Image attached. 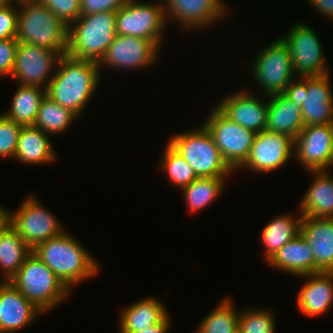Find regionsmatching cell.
Instances as JSON below:
<instances>
[{
	"mask_svg": "<svg viewBox=\"0 0 333 333\" xmlns=\"http://www.w3.org/2000/svg\"><path fill=\"white\" fill-rule=\"evenodd\" d=\"M227 177H199L182 188L189 212H199L222 195Z\"/></svg>",
	"mask_w": 333,
	"mask_h": 333,
	"instance_id": "30",
	"label": "cell"
},
{
	"mask_svg": "<svg viewBox=\"0 0 333 333\" xmlns=\"http://www.w3.org/2000/svg\"><path fill=\"white\" fill-rule=\"evenodd\" d=\"M314 179L299 203L302 217L333 218V176L328 170L308 171Z\"/></svg>",
	"mask_w": 333,
	"mask_h": 333,
	"instance_id": "23",
	"label": "cell"
},
{
	"mask_svg": "<svg viewBox=\"0 0 333 333\" xmlns=\"http://www.w3.org/2000/svg\"><path fill=\"white\" fill-rule=\"evenodd\" d=\"M57 67L46 95L80 118L100 83L98 63L66 54L60 57Z\"/></svg>",
	"mask_w": 333,
	"mask_h": 333,
	"instance_id": "1",
	"label": "cell"
},
{
	"mask_svg": "<svg viewBox=\"0 0 333 333\" xmlns=\"http://www.w3.org/2000/svg\"><path fill=\"white\" fill-rule=\"evenodd\" d=\"M251 74L265 96L281 94L296 78L287 45L279 37L258 52Z\"/></svg>",
	"mask_w": 333,
	"mask_h": 333,
	"instance_id": "9",
	"label": "cell"
},
{
	"mask_svg": "<svg viewBox=\"0 0 333 333\" xmlns=\"http://www.w3.org/2000/svg\"><path fill=\"white\" fill-rule=\"evenodd\" d=\"M294 158L307 171L333 167V124L304 126L294 139Z\"/></svg>",
	"mask_w": 333,
	"mask_h": 333,
	"instance_id": "14",
	"label": "cell"
},
{
	"mask_svg": "<svg viewBox=\"0 0 333 333\" xmlns=\"http://www.w3.org/2000/svg\"><path fill=\"white\" fill-rule=\"evenodd\" d=\"M9 282L42 313L54 309L71 293L54 272L33 253L24 260Z\"/></svg>",
	"mask_w": 333,
	"mask_h": 333,
	"instance_id": "5",
	"label": "cell"
},
{
	"mask_svg": "<svg viewBox=\"0 0 333 333\" xmlns=\"http://www.w3.org/2000/svg\"><path fill=\"white\" fill-rule=\"evenodd\" d=\"M41 129L35 126H22L17 142V150L13 160L22 164H49L57 159L53 144Z\"/></svg>",
	"mask_w": 333,
	"mask_h": 333,
	"instance_id": "24",
	"label": "cell"
},
{
	"mask_svg": "<svg viewBox=\"0 0 333 333\" xmlns=\"http://www.w3.org/2000/svg\"><path fill=\"white\" fill-rule=\"evenodd\" d=\"M68 27L81 16V0H36Z\"/></svg>",
	"mask_w": 333,
	"mask_h": 333,
	"instance_id": "36",
	"label": "cell"
},
{
	"mask_svg": "<svg viewBox=\"0 0 333 333\" xmlns=\"http://www.w3.org/2000/svg\"><path fill=\"white\" fill-rule=\"evenodd\" d=\"M168 315L157 298L145 297L128 305L119 316V333H133L160 323Z\"/></svg>",
	"mask_w": 333,
	"mask_h": 333,
	"instance_id": "26",
	"label": "cell"
},
{
	"mask_svg": "<svg viewBox=\"0 0 333 333\" xmlns=\"http://www.w3.org/2000/svg\"><path fill=\"white\" fill-rule=\"evenodd\" d=\"M9 224V210L0 205V231Z\"/></svg>",
	"mask_w": 333,
	"mask_h": 333,
	"instance_id": "42",
	"label": "cell"
},
{
	"mask_svg": "<svg viewBox=\"0 0 333 333\" xmlns=\"http://www.w3.org/2000/svg\"><path fill=\"white\" fill-rule=\"evenodd\" d=\"M314 9L333 20V0H307Z\"/></svg>",
	"mask_w": 333,
	"mask_h": 333,
	"instance_id": "40",
	"label": "cell"
},
{
	"mask_svg": "<svg viewBox=\"0 0 333 333\" xmlns=\"http://www.w3.org/2000/svg\"><path fill=\"white\" fill-rule=\"evenodd\" d=\"M79 117L45 95L42 99L34 126L46 134H60Z\"/></svg>",
	"mask_w": 333,
	"mask_h": 333,
	"instance_id": "31",
	"label": "cell"
},
{
	"mask_svg": "<svg viewBox=\"0 0 333 333\" xmlns=\"http://www.w3.org/2000/svg\"><path fill=\"white\" fill-rule=\"evenodd\" d=\"M268 111L266 130L282 133L295 139L304 128L301 109L297 108L283 93L267 96Z\"/></svg>",
	"mask_w": 333,
	"mask_h": 333,
	"instance_id": "25",
	"label": "cell"
},
{
	"mask_svg": "<svg viewBox=\"0 0 333 333\" xmlns=\"http://www.w3.org/2000/svg\"><path fill=\"white\" fill-rule=\"evenodd\" d=\"M162 5L168 23L176 20L188 30L213 26L229 12L223 0H163Z\"/></svg>",
	"mask_w": 333,
	"mask_h": 333,
	"instance_id": "17",
	"label": "cell"
},
{
	"mask_svg": "<svg viewBox=\"0 0 333 333\" xmlns=\"http://www.w3.org/2000/svg\"><path fill=\"white\" fill-rule=\"evenodd\" d=\"M275 317L271 310L245 309L239 316V333H275Z\"/></svg>",
	"mask_w": 333,
	"mask_h": 333,
	"instance_id": "34",
	"label": "cell"
},
{
	"mask_svg": "<svg viewBox=\"0 0 333 333\" xmlns=\"http://www.w3.org/2000/svg\"><path fill=\"white\" fill-rule=\"evenodd\" d=\"M60 57L61 55L56 51L30 43L18 42L15 63L10 77L16 79L18 84L47 89Z\"/></svg>",
	"mask_w": 333,
	"mask_h": 333,
	"instance_id": "13",
	"label": "cell"
},
{
	"mask_svg": "<svg viewBox=\"0 0 333 333\" xmlns=\"http://www.w3.org/2000/svg\"><path fill=\"white\" fill-rule=\"evenodd\" d=\"M230 297H225L200 322L195 333H239L240 312L234 309Z\"/></svg>",
	"mask_w": 333,
	"mask_h": 333,
	"instance_id": "32",
	"label": "cell"
},
{
	"mask_svg": "<svg viewBox=\"0 0 333 333\" xmlns=\"http://www.w3.org/2000/svg\"><path fill=\"white\" fill-rule=\"evenodd\" d=\"M17 49V39L0 40V77L11 76Z\"/></svg>",
	"mask_w": 333,
	"mask_h": 333,
	"instance_id": "38",
	"label": "cell"
},
{
	"mask_svg": "<svg viewBox=\"0 0 333 333\" xmlns=\"http://www.w3.org/2000/svg\"><path fill=\"white\" fill-rule=\"evenodd\" d=\"M127 0H81V15L117 12Z\"/></svg>",
	"mask_w": 333,
	"mask_h": 333,
	"instance_id": "39",
	"label": "cell"
},
{
	"mask_svg": "<svg viewBox=\"0 0 333 333\" xmlns=\"http://www.w3.org/2000/svg\"><path fill=\"white\" fill-rule=\"evenodd\" d=\"M280 38L287 45L294 73L298 77L322 76L330 71L323 56V46L314 29L307 23H292Z\"/></svg>",
	"mask_w": 333,
	"mask_h": 333,
	"instance_id": "12",
	"label": "cell"
},
{
	"mask_svg": "<svg viewBox=\"0 0 333 333\" xmlns=\"http://www.w3.org/2000/svg\"><path fill=\"white\" fill-rule=\"evenodd\" d=\"M257 97L246 89L238 90L220 100L216 107L230 120L257 134L266 130L268 111V100Z\"/></svg>",
	"mask_w": 333,
	"mask_h": 333,
	"instance_id": "18",
	"label": "cell"
},
{
	"mask_svg": "<svg viewBox=\"0 0 333 333\" xmlns=\"http://www.w3.org/2000/svg\"><path fill=\"white\" fill-rule=\"evenodd\" d=\"M330 73L297 77L283 94L301 109L304 126L333 124V91Z\"/></svg>",
	"mask_w": 333,
	"mask_h": 333,
	"instance_id": "7",
	"label": "cell"
},
{
	"mask_svg": "<svg viewBox=\"0 0 333 333\" xmlns=\"http://www.w3.org/2000/svg\"><path fill=\"white\" fill-rule=\"evenodd\" d=\"M162 155L161 169L173 186L181 190L198 178L190 164L169 143Z\"/></svg>",
	"mask_w": 333,
	"mask_h": 333,
	"instance_id": "33",
	"label": "cell"
},
{
	"mask_svg": "<svg viewBox=\"0 0 333 333\" xmlns=\"http://www.w3.org/2000/svg\"><path fill=\"white\" fill-rule=\"evenodd\" d=\"M305 282L297 293L298 310L308 317H317L333 305V272L302 275ZM309 278V279H307Z\"/></svg>",
	"mask_w": 333,
	"mask_h": 333,
	"instance_id": "21",
	"label": "cell"
},
{
	"mask_svg": "<svg viewBox=\"0 0 333 333\" xmlns=\"http://www.w3.org/2000/svg\"><path fill=\"white\" fill-rule=\"evenodd\" d=\"M69 26L67 55L99 63L116 34V12L81 15Z\"/></svg>",
	"mask_w": 333,
	"mask_h": 333,
	"instance_id": "4",
	"label": "cell"
},
{
	"mask_svg": "<svg viewBox=\"0 0 333 333\" xmlns=\"http://www.w3.org/2000/svg\"><path fill=\"white\" fill-rule=\"evenodd\" d=\"M210 112L203 125L224 160L237 171L248 159L256 133L230 120L215 106Z\"/></svg>",
	"mask_w": 333,
	"mask_h": 333,
	"instance_id": "10",
	"label": "cell"
},
{
	"mask_svg": "<svg viewBox=\"0 0 333 333\" xmlns=\"http://www.w3.org/2000/svg\"><path fill=\"white\" fill-rule=\"evenodd\" d=\"M69 231L50 238L32 249V253L48 266L71 291L84 279L95 277L100 266Z\"/></svg>",
	"mask_w": 333,
	"mask_h": 333,
	"instance_id": "2",
	"label": "cell"
},
{
	"mask_svg": "<svg viewBox=\"0 0 333 333\" xmlns=\"http://www.w3.org/2000/svg\"><path fill=\"white\" fill-rule=\"evenodd\" d=\"M294 159V139L282 133L264 130L257 133L248 159L239 168L252 172L269 173L278 170Z\"/></svg>",
	"mask_w": 333,
	"mask_h": 333,
	"instance_id": "15",
	"label": "cell"
},
{
	"mask_svg": "<svg viewBox=\"0 0 333 333\" xmlns=\"http://www.w3.org/2000/svg\"><path fill=\"white\" fill-rule=\"evenodd\" d=\"M15 0H7L0 5V40L16 39L18 26V8Z\"/></svg>",
	"mask_w": 333,
	"mask_h": 333,
	"instance_id": "37",
	"label": "cell"
},
{
	"mask_svg": "<svg viewBox=\"0 0 333 333\" xmlns=\"http://www.w3.org/2000/svg\"><path fill=\"white\" fill-rule=\"evenodd\" d=\"M32 253V249L7 224L0 231V269L3 271V282H9L18 272L24 260Z\"/></svg>",
	"mask_w": 333,
	"mask_h": 333,
	"instance_id": "28",
	"label": "cell"
},
{
	"mask_svg": "<svg viewBox=\"0 0 333 333\" xmlns=\"http://www.w3.org/2000/svg\"><path fill=\"white\" fill-rule=\"evenodd\" d=\"M161 2L127 0L116 12V34L150 40L161 49L167 26Z\"/></svg>",
	"mask_w": 333,
	"mask_h": 333,
	"instance_id": "8",
	"label": "cell"
},
{
	"mask_svg": "<svg viewBox=\"0 0 333 333\" xmlns=\"http://www.w3.org/2000/svg\"><path fill=\"white\" fill-rule=\"evenodd\" d=\"M22 126L0 114V158L14 159Z\"/></svg>",
	"mask_w": 333,
	"mask_h": 333,
	"instance_id": "35",
	"label": "cell"
},
{
	"mask_svg": "<svg viewBox=\"0 0 333 333\" xmlns=\"http://www.w3.org/2000/svg\"><path fill=\"white\" fill-rule=\"evenodd\" d=\"M40 314L14 285L0 281V333H17Z\"/></svg>",
	"mask_w": 333,
	"mask_h": 333,
	"instance_id": "19",
	"label": "cell"
},
{
	"mask_svg": "<svg viewBox=\"0 0 333 333\" xmlns=\"http://www.w3.org/2000/svg\"><path fill=\"white\" fill-rule=\"evenodd\" d=\"M7 0H0V5H2L3 3H5Z\"/></svg>",
	"mask_w": 333,
	"mask_h": 333,
	"instance_id": "43",
	"label": "cell"
},
{
	"mask_svg": "<svg viewBox=\"0 0 333 333\" xmlns=\"http://www.w3.org/2000/svg\"><path fill=\"white\" fill-rule=\"evenodd\" d=\"M169 314L157 324L152 326L146 327L140 331L133 332V333H168L170 330L171 322H170Z\"/></svg>",
	"mask_w": 333,
	"mask_h": 333,
	"instance_id": "41",
	"label": "cell"
},
{
	"mask_svg": "<svg viewBox=\"0 0 333 333\" xmlns=\"http://www.w3.org/2000/svg\"><path fill=\"white\" fill-rule=\"evenodd\" d=\"M301 219V214L294 217L287 213L275 216L264 226L260 239L262 245H264V260H266V263L285 243L300 234Z\"/></svg>",
	"mask_w": 333,
	"mask_h": 333,
	"instance_id": "27",
	"label": "cell"
},
{
	"mask_svg": "<svg viewBox=\"0 0 333 333\" xmlns=\"http://www.w3.org/2000/svg\"><path fill=\"white\" fill-rule=\"evenodd\" d=\"M267 263L293 276L315 273L313 250L301 234L285 243Z\"/></svg>",
	"mask_w": 333,
	"mask_h": 333,
	"instance_id": "22",
	"label": "cell"
},
{
	"mask_svg": "<svg viewBox=\"0 0 333 333\" xmlns=\"http://www.w3.org/2000/svg\"><path fill=\"white\" fill-rule=\"evenodd\" d=\"M46 89L19 84L13 95L10 108L2 112L8 119L21 126H34Z\"/></svg>",
	"mask_w": 333,
	"mask_h": 333,
	"instance_id": "29",
	"label": "cell"
},
{
	"mask_svg": "<svg viewBox=\"0 0 333 333\" xmlns=\"http://www.w3.org/2000/svg\"><path fill=\"white\" fill-rule=\"evenodd\" d=\"M160 49L150 40L140 37L116 35L98 63L99 69H146L155 64ZM103 66V67H102ZM106 66V67H105Z\"/></svg>",
	"mask_w": 333,
	"mask_h": 333,
	"instance_id": "16",
	"label": "cell"
},
{
	"mask_svg": "<svg viewBox=\"0 0 333 333\" xmlns=\"http://www.w3.org/2000/svg\"><path fill=\"white\" fill-rule=\"evenodd\" d=\"M300 234L313 250L315 273L333 272V218L302 217Z\"/></svg>",
	"mask_w": 333,
	"mask_h": 333,
	"instance_id": "20",
	"label": "cell"
},
{
	"mask_svg": "<svg viewBox=\"0 0 333 333\" xmlns=\"http://www.w3.org/2000/svg\"><path fill=\"white\" fill-rule=\"evenodd\" d=\"M9 224L31 249L65 231L57 216L34 195L23 200L14 212L9 211Z\"/></svg>",
	"mask_w": 333,
	"mask_h": 333,
	"instance_id": "11",
	"label": "cell"
},
{
	"mask_svg": "<svg viewBox=\"0 0 333 333\" xmlns=\"http://www.w3.org/2000/svg\"><path fill=\"white\" fill-rule=\"evenodd\" d=\"M20 7L16 39L67 54L69 27L36 0H15Z\"/></svg>",
	"mask_w": 333,
	"mask_h": 333,
	"instance_id": "3",
	"label": "cell"
},
{
	"mask_svg": "<svg viewBox=\"0 0 333 333\" xmlns=\"http://www.w3.org/2000/svg\"><path fill=\"white\" fill-rule=\"evenodd\" d=\"M168 143L184 157L198 178L228 177L235 172L203 124L197 129L172 135Z\"/></svg>",
	"mask_w": 333,
	"mask_h": 333,
	"instance_id": "6",
	"label": "cell"
}]
</instances>
